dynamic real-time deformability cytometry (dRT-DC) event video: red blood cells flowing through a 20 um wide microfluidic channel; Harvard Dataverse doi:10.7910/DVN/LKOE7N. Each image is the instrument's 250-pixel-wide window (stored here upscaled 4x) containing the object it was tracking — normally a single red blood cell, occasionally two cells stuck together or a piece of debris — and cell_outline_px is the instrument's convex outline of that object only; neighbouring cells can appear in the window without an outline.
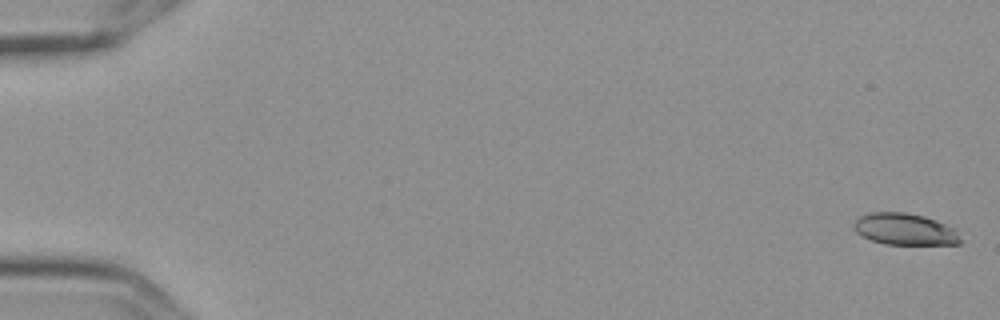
{"species": "Egyptian fruit bat (a non-hibernating species)", "species_latin": "Rousettus aegyptiacus", "temperature_condition": "cold", "stored_images_in_passage": 7, "camera_frame_rate_fps": 3000, "um_per_image_px": 0.085, "frame": {"image": 1, "passage_image": 1, "time_ms": 0.0, "image_size_px": [1000, 320], "cell_outline_px": [[960, 244], [884, 244], [872, 240], [856, 232], [852, 228], [852, 224], [860, 216], [868, 212], [904, 212], [924, 216], [944, 224], [952, 228], [960, 240]], "centroid_in_image_um": [76.83, 19.47], "position_along_channel_um": 8.2, "area_um2": 19.36}}
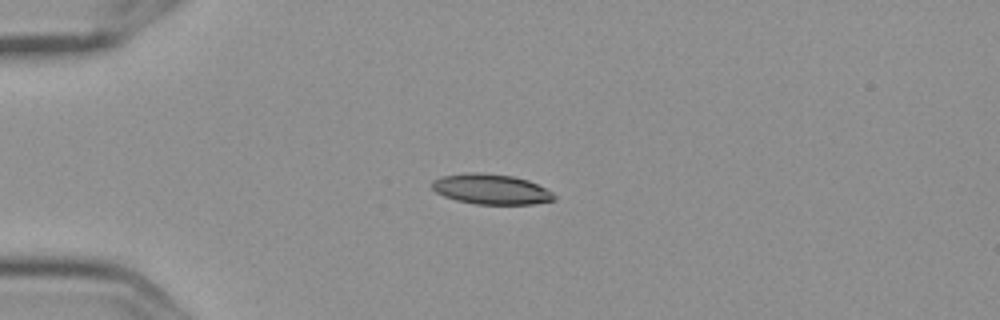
{"frame": {"image": 2, "passage_image": 5, "time_ms": 1.333, "image_size_px": [1000, 320], "cell_outline_px": [[556, 200], [532, 204], [476, 204], [456, 200], [444, 196], [436, 192], [432, 188], [432, 180], [444, 176], [512, 176], [528, 180], [552, 192], [556, 196]], "centroid_in_image_um": [41.81, 16.15], "position_along_channel_um": 43.2, "area_um2": 20.29}}
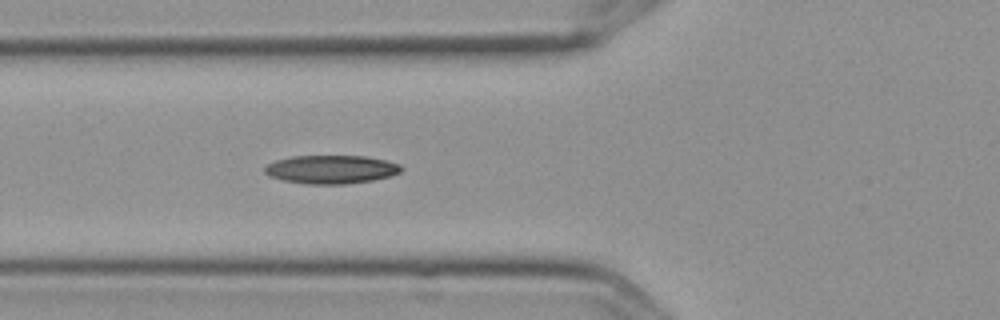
{"frame": {"image": 3, "passage_image": 7, "time_ms": 2.0, "image_size_px": [1000, 320], "cell_outline_px": [[404, 168], [400, 172], [392, 176], [372, 180], [344, 184], [304, 184], [284, 180], [268, 176], [264, 172], [264, 168], [268, 164], [276, 160], [292, 156], [368, 156], [400, 164]], "centroid_in_image_um": [28.16, 14.4], "position_along_channel_um": 97.6, "area_um2": 22.72}}